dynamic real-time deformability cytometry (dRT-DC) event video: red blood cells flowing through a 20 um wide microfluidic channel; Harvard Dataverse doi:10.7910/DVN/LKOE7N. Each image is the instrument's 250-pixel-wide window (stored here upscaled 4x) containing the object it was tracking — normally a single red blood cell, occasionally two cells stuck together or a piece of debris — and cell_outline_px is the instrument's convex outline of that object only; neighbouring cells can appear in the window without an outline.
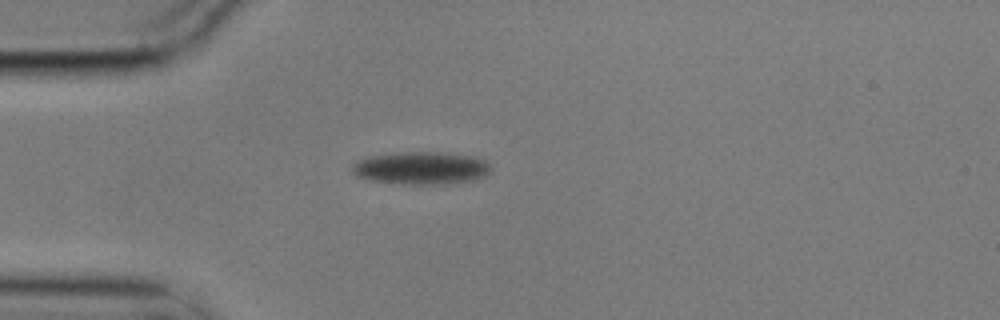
{"species": "common noctule bat (a hibernating species)", "species_latin": "Nyctalus noctula", "temperature_condition": "cold", "stored_images_in_passage": 1, "camera_frame_rate_fps": 3000, "um_per_image_px": 0.085, "animal": {"sex": "male", "body_mass_g": 17.9}, "frame": {"image": 1, "passage_image": 1, "time_ms": 0.0, "image_size_px": [1000, 320], "cell_outline_px": [[492, 168], [484, 176], [476, 180], [436, 184], [408, 184], [372, 180], [356, 176], [352, 172], [352, 164], [368, 156], [400, 152], [440, 152], [472, 156], [484, 160]], "centroid_in_image_um": [35.79, 14.27], "position_along_channel_um": 49.2, "area_um2": 26.18}}